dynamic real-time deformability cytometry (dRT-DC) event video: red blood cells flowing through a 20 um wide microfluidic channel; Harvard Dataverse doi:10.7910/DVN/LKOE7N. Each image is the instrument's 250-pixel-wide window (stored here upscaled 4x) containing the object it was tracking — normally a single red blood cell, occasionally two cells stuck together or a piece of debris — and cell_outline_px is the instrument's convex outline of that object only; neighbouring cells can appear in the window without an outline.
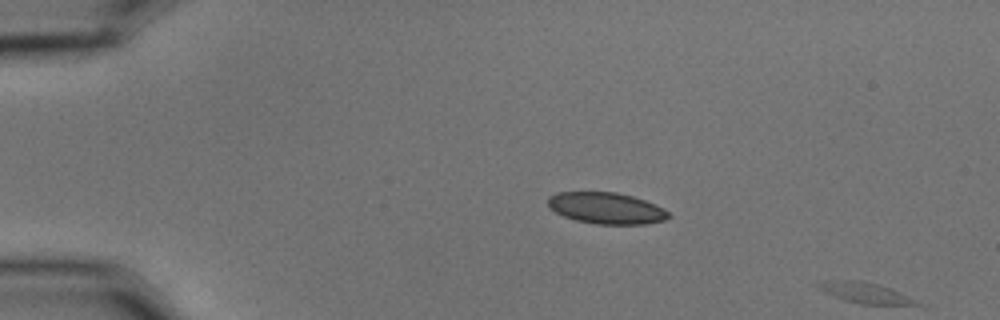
{"species": "common noctule bat (a hibernating species)", "species_latin": "Nyctalus noctula", "temperature_condition": "cold", "stored_images_in_passage": 12, "segment_of_instrument_passage": [2, 2], "camera_frame_rate_fps": 3000, "um_per_image_px": 0.085, "animal": {"sex": "male", "body_mass_g": 15.6}, "frame": {"image": 1, "passage_image": 12, "time_ms": 3.667, "image_size_px": [1000, 320], "cell_outline_px": [[924, 304], [860, 304], [844, 300], [824, 292], [816, 288], [816, 284], [844, 280], [860, 280], [876, 284], [888, 288], [916, 300]], "centroid_in_image_um": [73.5, 24.9], "position_along_channel_um": 11.5, "area_um2": 11.27}}